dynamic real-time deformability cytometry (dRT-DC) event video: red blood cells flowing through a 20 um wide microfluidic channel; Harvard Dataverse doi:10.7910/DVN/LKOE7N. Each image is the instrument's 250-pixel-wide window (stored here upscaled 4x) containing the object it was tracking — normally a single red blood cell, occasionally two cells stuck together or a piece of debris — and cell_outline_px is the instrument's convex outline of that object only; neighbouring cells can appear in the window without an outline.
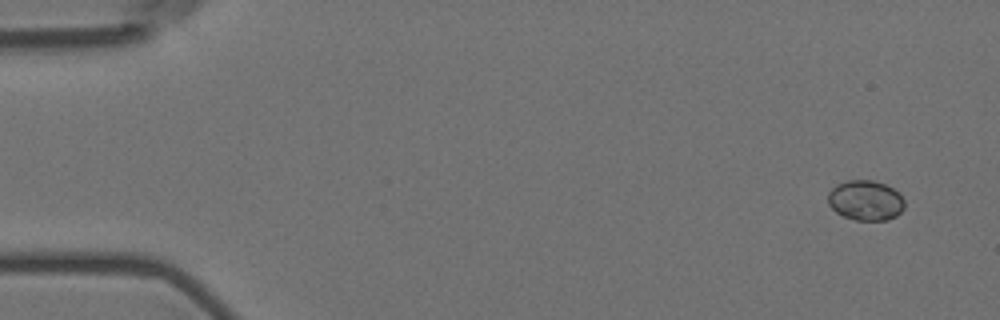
{"species": "Egyptian fruit bat (a non-hibernating species)", "species_latin": "Rousettus aegyptiacus", "temperature_condition": "room temperature", "stored_images_in_passage": 5, "camera_frame_rate_fps": 3000, "um_per_image_px": 0.085, "animal": {"sex": "female"}, "frame": {"image": 1, "passage_image": 1, "time_ms": 0.0, "image_size_px": [1000, 320], "cell_outline_px": [[904, 208], [896, 216], [888, 220], [856, 220], [844, 216], [836, 212], [828, 204], [828, 192], [836, 184], [848, 180], [872, 180], [884, 184], [892, 188], [904, 200]], "centroid_in_image_um": [73.55, 17.03], "position_along_channel_um": 11.4, "area_um2": 17.8}}